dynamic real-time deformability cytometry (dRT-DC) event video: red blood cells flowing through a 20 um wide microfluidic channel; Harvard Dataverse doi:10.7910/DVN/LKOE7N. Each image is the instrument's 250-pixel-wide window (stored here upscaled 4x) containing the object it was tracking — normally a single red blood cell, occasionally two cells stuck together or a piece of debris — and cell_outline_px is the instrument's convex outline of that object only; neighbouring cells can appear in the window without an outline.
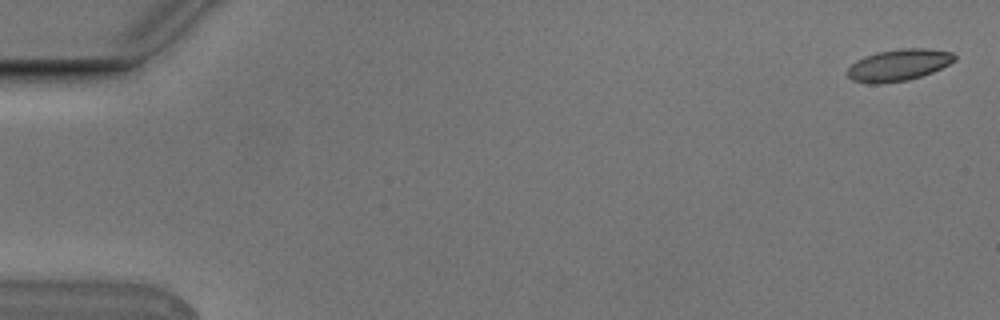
{"species": "Egyptian fruit bat (a non-hibernating species)", "species_latin": "Rousettus aegyptiacus", "temperature_condition": "cold", "stored_images_in_passage": 11, "camera_frame_rate_fps": 3000, "um_per_image_px": 0.085, "animal": {"sex": "male"}, "frame": {"image": 1, "passage_image": 1, "time_ms": 0.0, "image_size_px": [1000, 320], "cell_outline_px": [[956, 60], [932, 72], [908, 80], [880, 84], [868, 84], [852, 80], [848, 76], [848, 68], [856, 60], [864, 56], [876, 52], [904, 48], [928, 48], [952, 52], [956, 56]], "centroid_in_image_um": [76.36, 5.53], "position_along_channel_um": 8.6, "area_um2": 19.83}}
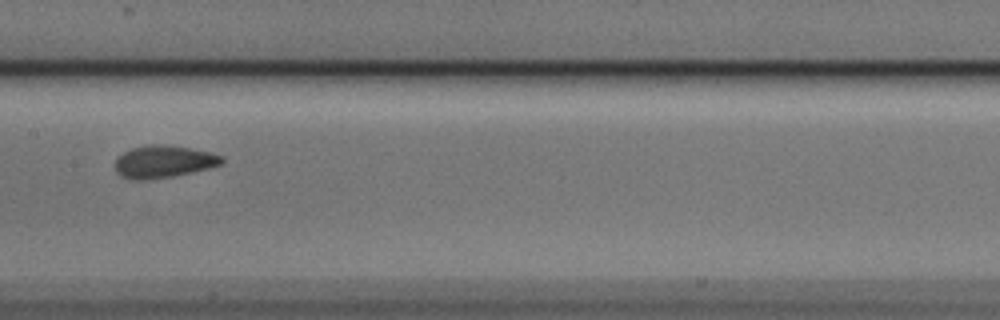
{"frame": {"image": 2, "passage_image": 8, "time_ms": 2.333, "image_size_px": [1000, 320], "cell_outline_px": [[224, 160], [220, 164], [208, 168], [172, 176], [144, 180], [136, 180], [120, 176], [116, 172], [116, 160], [124, 152], [132, 148], [148, 144], [164, 144], [188, 148], [208, 152], [224, 156]], "centroid_in_image_um": [13.89, 13.73], "position_along_channel_um": 193.5, "area_um2": 19.83}}
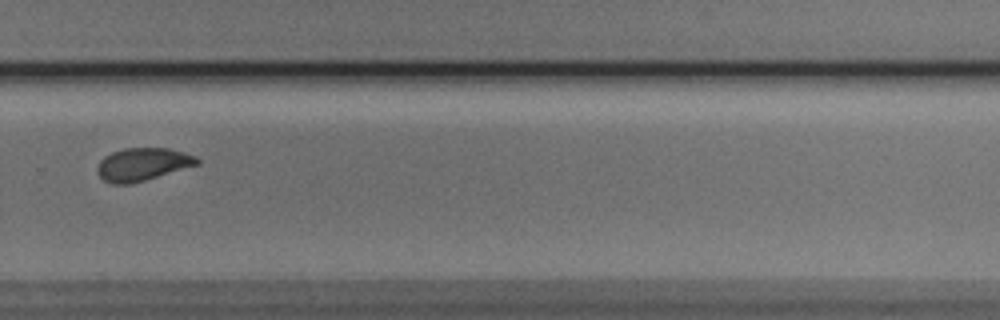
{"frame": {"image": 3, "passage_image": 11, "time_ms": 3.333, "image_size_px": [1000, 320], "cell_outline_px": [[200, 164], [144, 180], [128, 184], [112, 184], [104, 180], [96, 172], [96, 168], [100, 160], [104, 156], [112, 152], [124, 148], [168, 148], [184, 152], [196, 156], [200, 160]], "centroid_in_image_um": [12.11, 13.96], "position_along_channel_um": 317.7, "area_um2": 19.07}}